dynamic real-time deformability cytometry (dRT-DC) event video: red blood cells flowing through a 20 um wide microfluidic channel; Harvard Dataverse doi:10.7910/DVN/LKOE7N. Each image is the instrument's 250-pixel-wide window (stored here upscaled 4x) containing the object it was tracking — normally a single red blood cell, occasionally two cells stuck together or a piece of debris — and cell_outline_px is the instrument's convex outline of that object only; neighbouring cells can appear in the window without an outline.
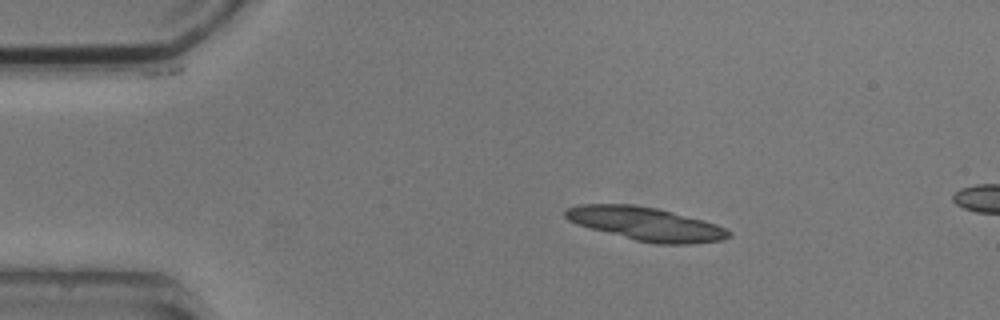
{"species": "common noctule bat (a hibernating species)", "species_latin": "Nyctalus noctula", "temperature_condition": "cold", "stored_images_in_passage": 3, "camera_frame_rate_fps": 3000, "um_per_image_px": 0.085, "animal": {"sex": "male", "body_mass_g": 20.5, "forearm_length_mm": 52.5}, "frame": {"image": 1, "passage_image": 1, "time_ms": 0.0, "image_size_px": [1000, 320], "cell_outline_px": [[732, 232], [728, 236], [720, 240], [688, 244], [656, 244], [636, 240], [576, 224], [568, 220], [564, 216], [564, 208], [580, 204], [632, 204], [656, 208], [704, 220], [728, 228]], "centroid_in_image_um": [54.88, 19.02], "position_along_channel_um": 30.1, "area_um2": 31.67}}